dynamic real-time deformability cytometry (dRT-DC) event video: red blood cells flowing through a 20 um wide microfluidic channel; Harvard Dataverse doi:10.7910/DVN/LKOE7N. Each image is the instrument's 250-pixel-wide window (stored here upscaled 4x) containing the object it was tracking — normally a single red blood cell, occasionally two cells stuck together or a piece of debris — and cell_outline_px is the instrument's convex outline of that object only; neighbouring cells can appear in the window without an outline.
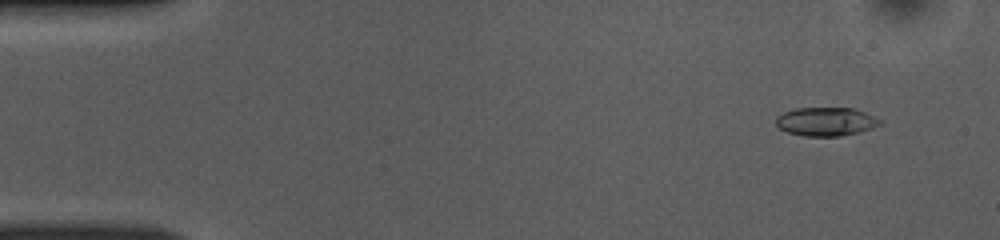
{"species": "common noctule bat (a hibernating species)", "species_latin": "Nyctalus noctula", "temperature_condition": "room temperature", "stored_images_in_passage": 49, "camera_frame_rate_fps": 3000, "um_per_image_px": 0.085, "animal": {"sex": "female", "body_mass_g": 10.0, "forearm_length_mm": 53.1}, "frame": {"image": 1, "passage_image": 3, "time_ms": 0.667, "image_size_px": [1000, 240], "cell_outline_px": [[880, 124], [872, 128], [860, 132], [840, 136], [804, 136], [788, 132], [780, 128], [776, 124], [776, 116], [784, 112], [796, 108], [856, 108], [880, 120]], "centroid_in_image_um": [70.19, 10.33], "position_along_channel_um": 14.8, "area_um2": 17.22}}
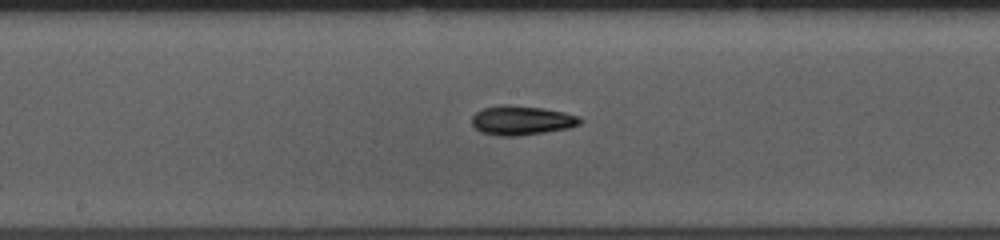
{"frame": {"image": 2, "passage_image": 25, "time_ms": 8.0, "image_size_px": [1000, 240], "cell_outline_px": [[584, 120], [580, 124], [568, 128], [544, 132], [516, 136], [500, 136], [480, 132], [472, 124], [472, 116], [476, 112], [484, 108], [500, 104], [508, 104], [544, 108], [564, 112], [580, 116]], "centroid_in_image_um": [44.35, 10.22], "position_along_channel_um": 203.9, "area_um2": 18.61}}
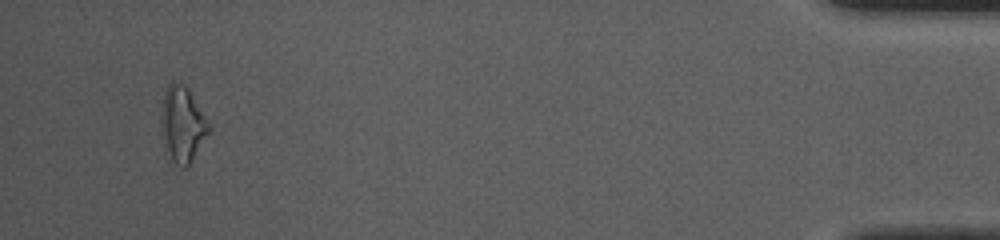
{"frame": {"image": 3, "passage_image": 47, "time_ms": 15.333, "image_size_px": [1000, 240], "cell_outline_px": [[212, 128], [188, 164], [184, 168], [180, 168], [172, 160], [164, 148], [160, 128], [160, 120], [164, 92], [168, 84], [172, 80], [176, 80], [184, 84], [188, 88]], "centroid_in_image_um": [15.47, 10.53], "position_along_channel_um": 419.7, "area_um2": 21.1}, "authors_computed_cell_mechanics": {"area_um2": 17.2822, "velocity_mm_per_s": 3.9539, "shape_relaxation_time_tau1_ms": 4.4583, "shape_relaxation_time_tau2_ms": null, "deformation_change_tau1": 0.1486, "deformation_change_tau2": null}}